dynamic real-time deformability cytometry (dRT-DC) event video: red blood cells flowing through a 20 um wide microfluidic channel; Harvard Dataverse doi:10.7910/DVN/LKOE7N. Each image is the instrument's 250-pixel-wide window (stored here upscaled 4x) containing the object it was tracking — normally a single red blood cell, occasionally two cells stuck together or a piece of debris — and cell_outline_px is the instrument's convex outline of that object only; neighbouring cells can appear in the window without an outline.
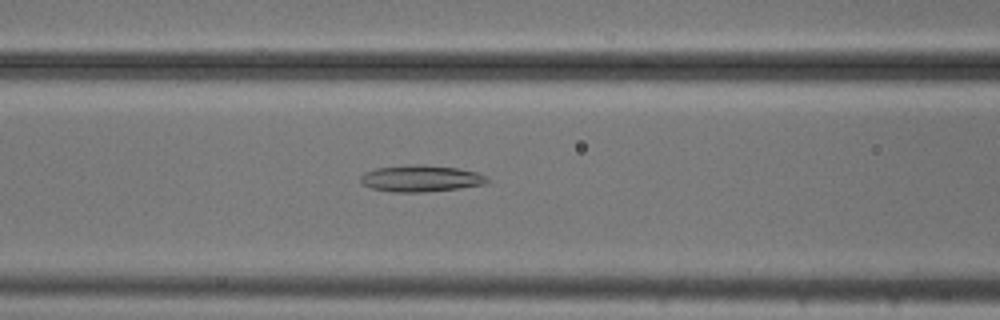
{"species": "common noctule bat (a hibernating species)", "species_latin": "Nyctalus noctula", "temperature_condition": "cold", "stored_images_in_passage": 40, "segment_of_instrument_passage": [1, 2], "camera_frame_rate_fps": 3000, "um_per_image_px": 0.085, "animal": {"sex": "male", "body_mass_g": 20.5, "forearm_length_mm": 52.5}, "frame": {"image": 1, "passage_image": 15, "time_ms": 4.667, "image_size_px": [1000, 320], "cell_outline_px": [[488, 180], [484, 184], [460, 188], [424, 192], [392, 192], [372, 188], [360, 184], [360, 176], [364, 172], [376, 168], [416, 164], [424, 164], [456, 168], [476, 172], [484, 176]], "centroid_in_image_um": [35.71, 15.17], "position_along_channel_um": 130.9, "area_um2": 19.54}}
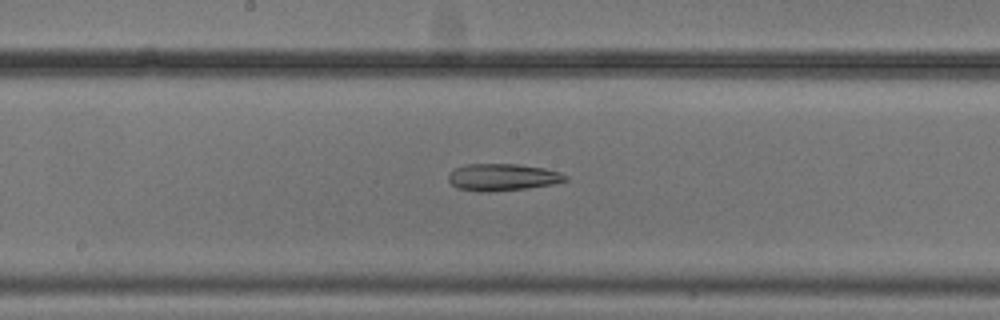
{"frame": {"image": 2, "passage_image": 21, "time_ms": 6.667, "image_size_px": [1000, 320], "cell_outline_px": [[568, 180], [552, 184], [528, 188], [488, 192], [480, 192], [456, 188], [448, 180], [448, 176], [456, 168], [468, 164], [516, 164], [544, 168], [560, 172], [568, 176]], "centroid_in_image_um": [42.73, 15.07], "position_along_channel_um": 205.5, "area_um2": 18.38}}
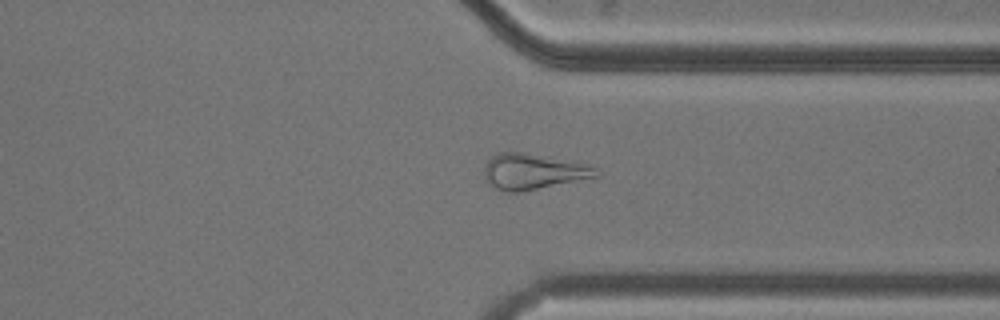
{"frame": {"image": 3, "passage_image": 34, "time_ms": 11.0, "image_size_px": [1000, 320], "cell_outline_px": [[600, 176], [520, 192], [508, 192], [496, 188], [488, 184], [484, 176], [484, 168], [488, 160], [492, 156], [500, 152], [520, 152], [580, 160], [596, 164]], "centroid_in_image_um": [45.43, 14.55], "position_along_channel_um": 366.0, "area_um2": 23.99}}